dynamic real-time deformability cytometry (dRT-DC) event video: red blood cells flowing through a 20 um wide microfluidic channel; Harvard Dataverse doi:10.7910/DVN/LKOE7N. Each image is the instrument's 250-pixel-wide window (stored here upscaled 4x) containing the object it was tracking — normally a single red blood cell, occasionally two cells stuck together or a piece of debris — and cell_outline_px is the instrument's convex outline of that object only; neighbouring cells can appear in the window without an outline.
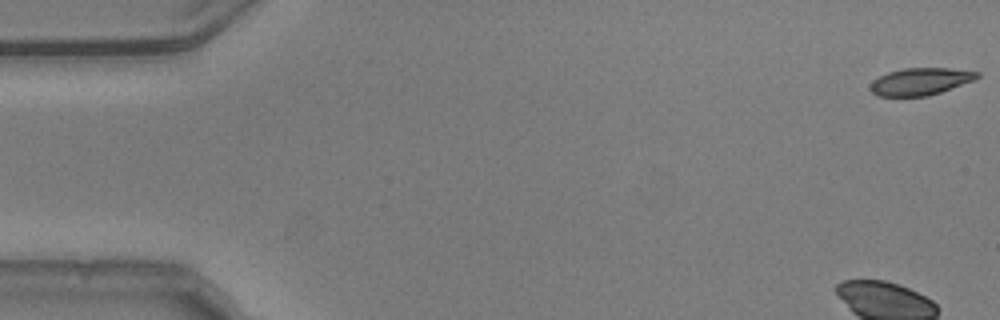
{"species": "common noctule bat (a hibernating species)", "species_latin": "Nyctalus noctula", "temperature_condition": "warm", "stored_images_in_passage": 51, "camera_frame_rate_fps": 3000, "um_per_image_px": 0.085, "animal": {"sex": "male", "body_mass_g": 20.5, "forearm_length_mm": 52.5}, "frame": {"image": 1, "passage_image": 1, "time_ms": 0.0, "image_size_px": [1000, 320], "cell_outline_px": [[980, 76], [972, 80], [940, 92], [928, 96], [876, 96], [868, 88], [872, 80], [888, 72], [904, 68], [948, 68], [980, 72]], "centroid_in_image_um": [78.17, 6.92], "position_along_channel_um": 6.8, "area_um2": 16.82}}